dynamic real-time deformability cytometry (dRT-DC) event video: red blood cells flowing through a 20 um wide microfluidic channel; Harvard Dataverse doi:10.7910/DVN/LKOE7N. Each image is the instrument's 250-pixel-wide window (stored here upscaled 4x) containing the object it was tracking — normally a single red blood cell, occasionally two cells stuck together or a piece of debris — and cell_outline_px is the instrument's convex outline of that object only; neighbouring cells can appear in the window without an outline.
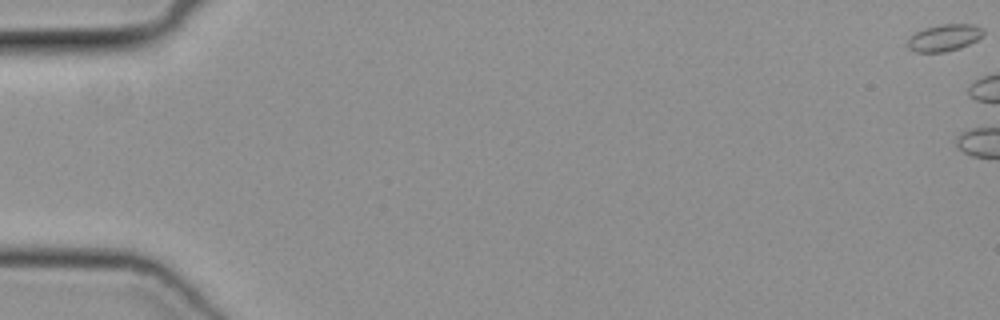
{"species": "common noctule bat (a hibernating species)", "species_latin": "Nyctalus noctula", "temperature_condition": "cold", "stored_images_in_passage": 12, "camera_frame_rate_fps": 3000, "um_per_image_px": 0.085, "animal": {"sex": "female", "body_mass_g": 19.3, "forearm_length_mm": 54.1}, "frame": {"image": 1, "passage_image": 1, "time_ms": 0.0, "image_size_px": [1000, 320], "cell_outline_px": [[984, 32], [976, 40], [960, 48], [944, 52], [916, 52], [908, 48], [908, 40], [916, 32], [924, 28], [944, 24], [972, 24], [984, 28]], "centroid_in_image_um": [80.27, 3.2], "position_along_channel_um": 4.7, "area_um2": 11.68}}